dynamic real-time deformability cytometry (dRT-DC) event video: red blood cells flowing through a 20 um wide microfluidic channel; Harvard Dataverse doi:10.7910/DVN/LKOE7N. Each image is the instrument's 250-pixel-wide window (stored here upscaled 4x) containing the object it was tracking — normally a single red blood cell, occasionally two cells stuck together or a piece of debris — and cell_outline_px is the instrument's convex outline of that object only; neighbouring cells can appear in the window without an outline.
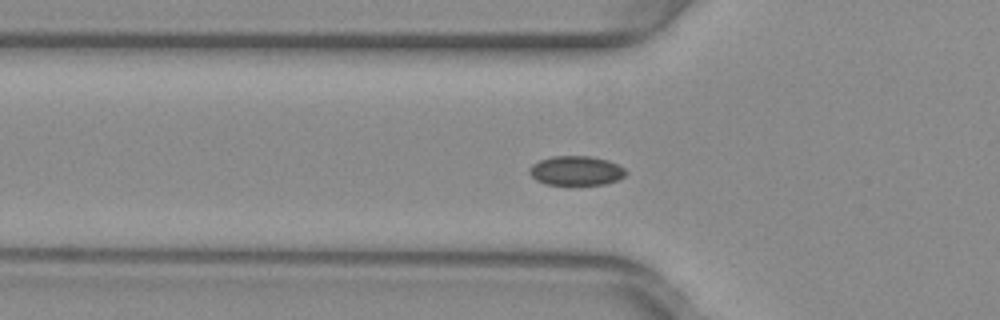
{"species": "common noctule bat (a hibernating species)", "species_latin": "Nyctalus noctula", "temperature_condition": "warm", "stored_images_in_passage": 37, "camera_frame_rate_fps": 3000, "um_per_image_px": 0.085, "animal": {"sex": "female", "body_mass_g": 29.2, "forearm_length_mm": 56.3}, "frame": {"image": 1, "passage_image": 2, "time_ms": 0.333, "image_size_px": [1000, 320], "cell_outline_px": [[628, 172], [624, 176], [616, 180], [604, 184], [544, 184], [536, 180], [528, 172], [528, 168], [532, 164], [540, 160], [552, 156], [592, 156], [608, 160], [624, 168]], "centroid_in_image_um": [48.95, 14.5], "position_along_channel_um": 76.9, "area_um2": 16.47}}
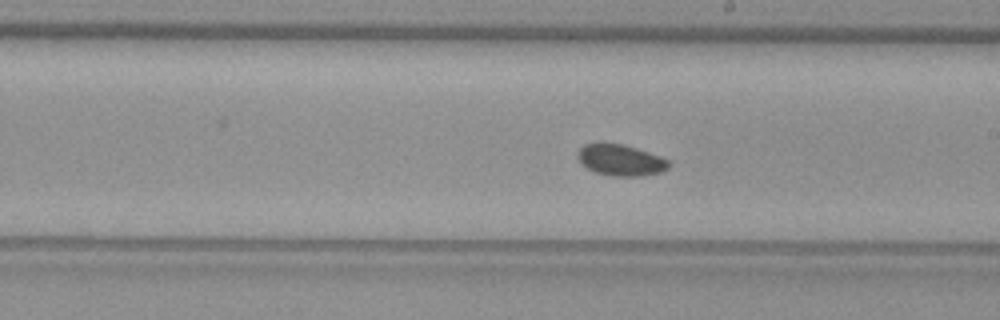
{"frame": {"image": 2, "passage_image": 14, "time_ms": 4.333, "image_size_px": [1000, 320], "cell_outline_px": [[672, 164], [668, 168], [660, 172], [640, 176], [612, 176], [596, 172], [588, 168], [576, 156], [580, 148], [584, 144], [620, 144], [636, 148], [660, 156], [668, 160]], "centroid_in_image_um": [52.79, 13.62], "position_along_channel_um": 236.2, "area_um2": 16.24}}
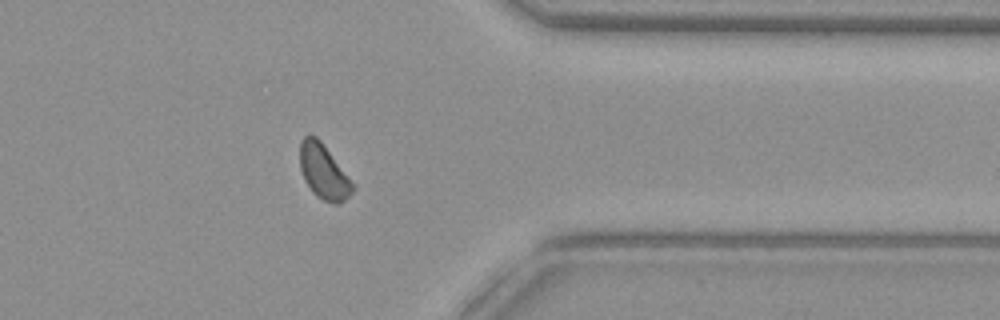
{"frame": {"image": 3, "passage_image": 26, "time_ms": 8.333, "image_size_px": [1000, 320], "cell_outline_px": [[356, 188], [340, 204], [332, 204], [316, 196], [312, 192], [304, 180], [300, 168], [300, 140], [304, 136], [316, 136], [320, 140], [356, 184]], "centroid_in_image_um": [27.53, 14.62], "position_along_channel_um": 383.9, "area_um2": 17.05}, "authors_computed_cell_mechanics": {"area_um2": 16.4152, "velocity_mm_per_s": 3.9799, "shape_relaxation_time_tau1_ms": null, "shape_relaxation_time_tau2_ms": 4.777, "deformation_change_tau1": null, "deformation_change_tau2": 0.065}}